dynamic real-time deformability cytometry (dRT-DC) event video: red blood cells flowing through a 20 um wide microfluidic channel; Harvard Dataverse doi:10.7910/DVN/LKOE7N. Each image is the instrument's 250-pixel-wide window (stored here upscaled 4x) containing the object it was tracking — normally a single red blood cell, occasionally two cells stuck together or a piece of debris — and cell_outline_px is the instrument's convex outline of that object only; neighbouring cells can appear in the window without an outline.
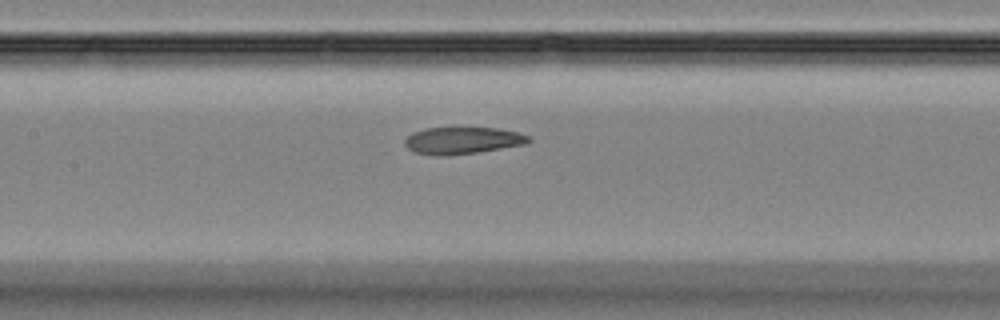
{"species": "Egyptian fruit bat (a non-hibernating species)", "species_latin": "Rousettus aegyptiacus", "temperature_condition": "room temperature", "stored_images_in_passage": 49, "camera_frame_rate_fps": 3000, "um_per_image_px": 0.085, "animal": {"sex": "female"}, "frame": {"image": 1, "passage_image": 23, "time_ms": 7.333, "image_size_px": [1000, 320], "cell_outline_px": [[532, 140], [528, 144], [476, 152], [448, 156], [436, 156], [416, 152], [408, 148], [404, 144], [404, 140], [412, 132], [428, 128], [460, 124], [500, 128], [520, 132], [532, 136]], "centroid_in_image_um": [39.38, 11.88], "position_along_channel_um": 168.0, "area_um2": 20.69}}
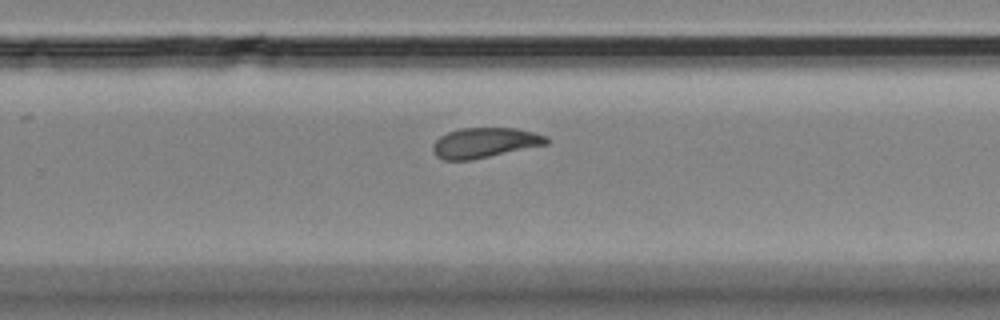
{"frame": {"image": 2, "passage_image": 32, "time_ms": 10.333, "image_size_px": [1000, 320], "cell_outline_px": [[548, 144], [472, 160], [444, 160], [436, 156], [432, 152], [432, 144], [440, 136], [448, 132], [460, 128], [516, 128], [536, 132], [548, 136]], "centroid_in_image_um": [41.2, 12.13], "position_along_channel_um": 288.6, "area_um2": 20.11}}
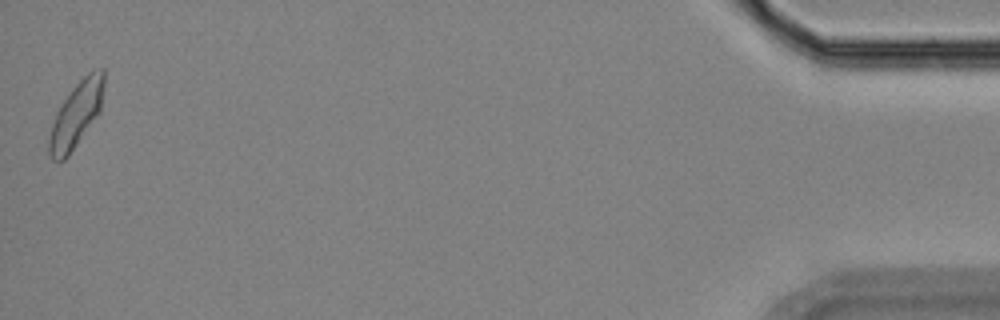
{"frame": {"image": 3, "passage_image": 49, "time_ms": 16.0, "image_size_px": [1000, 320], "cell_outline_px": [[104, 88], [100, 112], [68, 156], [64, 160], [52, 160], [48, 156], [48, 140], [52, 124], [56, 112], [72, 88], [88, 72], [100, 68], [104, 68]], "centroid_in_image_um": [6.48, 9.75], "position_along_channel_um": 428.7, "area_um2": 20.81}}